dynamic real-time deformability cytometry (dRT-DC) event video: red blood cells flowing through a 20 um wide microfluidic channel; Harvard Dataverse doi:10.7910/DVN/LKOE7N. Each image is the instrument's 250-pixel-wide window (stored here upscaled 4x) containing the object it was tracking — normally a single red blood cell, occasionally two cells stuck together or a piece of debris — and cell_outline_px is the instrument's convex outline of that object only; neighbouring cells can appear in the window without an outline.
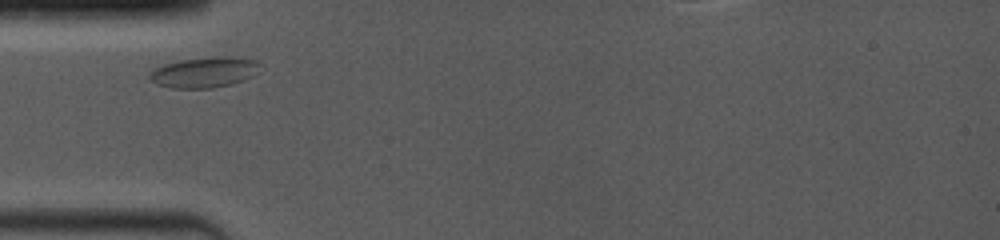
{"species": "common noctule bat (a hibernating species)", "species_latin": "Nyctalus noctula", "temperature_condition": "room temperature", "stored_images_in_passage": 2, "camera_frame_rate_fps": 4000, "um_per_image_px": 0.085, "animal": {"sex": "female", "body_mass_g": 19.0, "forearm_length_mm": 53.3}, "frame": {"image": 1, "passage_image": 1, "time_ms": 0.0, "image_size_px": [1000, 240], "cell_outline_px": [[260, 64], [252, 76], [244, 80], [232, 84], [212, 88], [172, 88], [156, 84], [148, 76], [148, 72], [164, 64], [180, 60], [216, 56], [232, 56], [256, 60]], "centroid_in_image_um": [17.35, 6.14], "position_along_channel_um": 67.7, "area_um2": 19.65}}
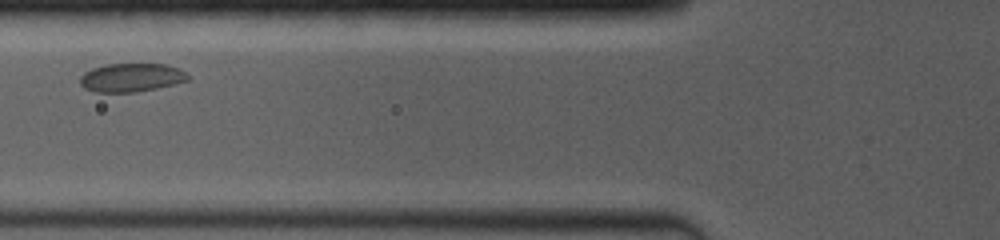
{"frame": {"image": 2, "passage_image": 2, "time_ms": 1.25, "image_size_px": [1000, 240], "cell_outline_px": [[188, 80], [176, 84], [136, 92], [96, 92], [84, 88], [80, 84], [80, 76], [84, 72], [92, 68], [108, 64], [164, 64], [180, 68], [188, 76]], "centroid_in_image_um": [11.15, 6.59], "position_along_channel_um": 114.7, "area_um2": 17.92}}